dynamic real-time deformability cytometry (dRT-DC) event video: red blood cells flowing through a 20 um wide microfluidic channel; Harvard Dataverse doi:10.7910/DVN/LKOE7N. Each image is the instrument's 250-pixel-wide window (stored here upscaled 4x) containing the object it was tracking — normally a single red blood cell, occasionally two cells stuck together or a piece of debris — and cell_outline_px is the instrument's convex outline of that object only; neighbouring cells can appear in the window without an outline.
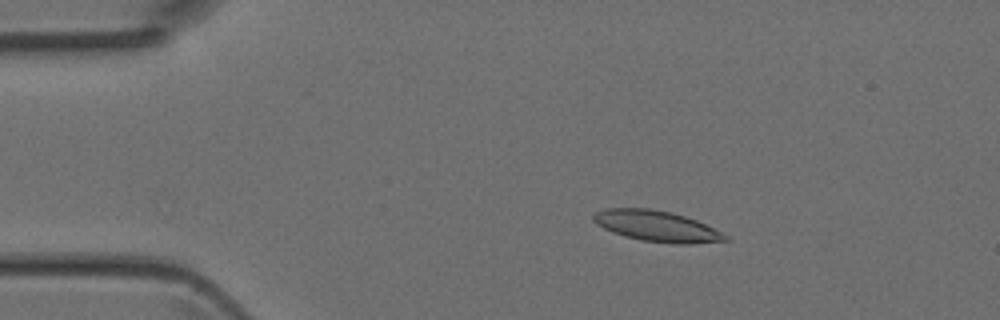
{"species": "Egyptian fruit bat (a non-hibernating species)", "species_latin": "Rousettus aegyptiacus", "temperature_condition": "room temperature", "stored_images_in_passage": 3, "camera_frame_rate_fps": 3000, "um_per_image_px": 0.085, "animal": {"sex": "female"}, "frame": {"image": 1, "passage_image": 1, "time_ms": 0.0, "image_size_px": [1000, 320], "cell_outline_px": [[728, 240], [692, 244], [676, 244], [640, 240], [624, 236], [612, 232], [596, 224], [592, 220], [592, 216], [596, 212], [604, 208], [648, 208], [672, 212], [696, 220], [728, 236]], "centroid_in_image_um": [55.77, 19.22], "position_along_channel_um": 29.2, "area_um2": 23.64}}
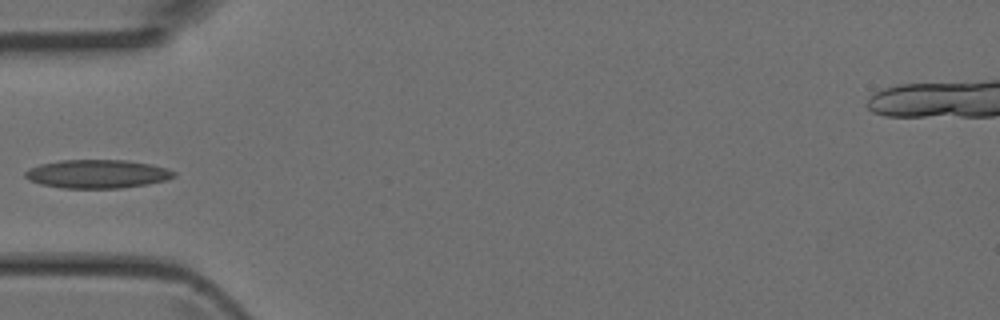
{"frame": {"image": 2, "passage_image": 3, "time_ms": 0.667, "image_size_px": [1000, 320], "cell_outline_px": [[176, 176], [168, 180], [148, 184], [120, 188], [60, 188], [40, 184], [28, 180], [24, 176], [24, 172], [28, 168], [40, 164], [60, 160], [124, 160], [152, 164], [176, 172]], "centroid_in_image_um": [8.25, 14.79], "position_along_channel_um": 76.8, "area_um2": 24.91}}